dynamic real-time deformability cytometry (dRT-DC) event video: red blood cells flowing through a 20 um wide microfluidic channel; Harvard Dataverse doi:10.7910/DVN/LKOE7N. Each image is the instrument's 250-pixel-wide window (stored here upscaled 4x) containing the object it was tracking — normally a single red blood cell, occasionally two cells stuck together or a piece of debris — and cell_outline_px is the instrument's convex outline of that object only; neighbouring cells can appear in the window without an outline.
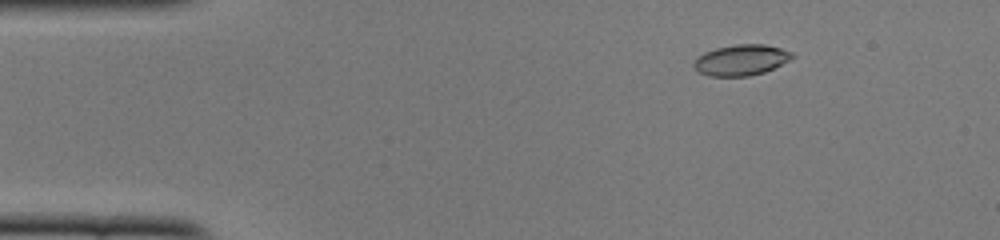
{"species": "common noctule bat (a hibernating species)", "species_latin": "Nyctalus noctula", "temperature_condition": "cold", "stored_images_in_passage": 51, "camera_frame_rate_fps": 3000, "um_per_image_px": 0.085, "animal": {"sex": "female", "body_mass_g": 22.0, "forearm_length_mm": 56.7}, "frame": {"image": 1, "passage_image": 7, "time_ms": 2.0, "image_size_px": [1000, 240], "cell_outline_px": [[796, 56], [764, 72], [748, 76], [708, 76], [700, 72], [692, 64], [696, 56], [704, 52], [716, 48], [736, 44], [764, 44], [780, 48], [792, 52]], "centroid_in_image_um": [62.97, 5.09], "position_along_channel_um": 22.0, "area_um2": 17.57}}
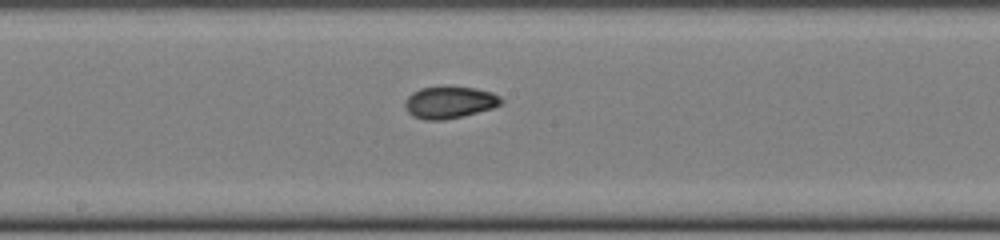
{"frame": {"image": 2, "passage_image": 27, "time_ms": 8.667, "image_size_px": [1000, 240], "cell_outline_px": [[504, 104], [492, 108], [464, 116], [444, 120], [424, 120], [412, 116], [404, 108], [404, 100], [412, 92], [420, 88], [476, 88], [492, 92], [500, 96], [504, 100]], "centroid_in_image_um": [38.21, 8.73], "position_along_channel_um": 210.0, "area_um2": 17.92}}
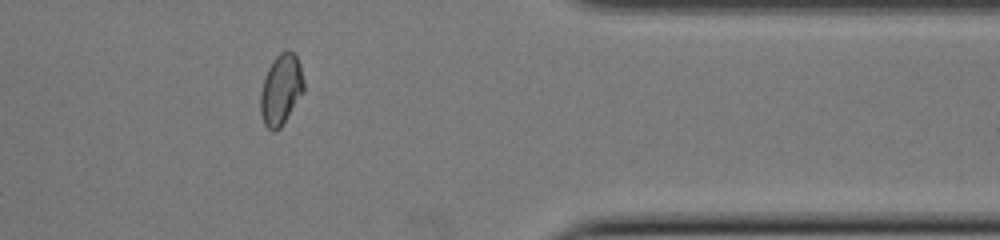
{"frame": {"image": 3, "passage_image": 42, "time_ms": 13.667, "image_size_px": [1000, 240], "cell_outline_px": [[304, 92], [280, 128], [276, 132], [272, 132], [264, 124], [260, 112], [260, 92], [268, 68], [272, 60], [280, 52], [292, 52], [296, 56], [300, 64], [304, 80]], "centroid_in_image_um": [23.88, 7.65], "position_along_channel_um": 387.5, "area_um2": 17.86}, "authors_computed_cell_mechanics": {"area_um2": 17.6868, "velocity_mm_per_s": 3.9086, "shape_relaxation_time_tau1_ms": null, "shape_relaxation_time_tau2_ms": 1.353, "deformation_change_tau1": null, "deformation_change_tau2": 0.0422}}